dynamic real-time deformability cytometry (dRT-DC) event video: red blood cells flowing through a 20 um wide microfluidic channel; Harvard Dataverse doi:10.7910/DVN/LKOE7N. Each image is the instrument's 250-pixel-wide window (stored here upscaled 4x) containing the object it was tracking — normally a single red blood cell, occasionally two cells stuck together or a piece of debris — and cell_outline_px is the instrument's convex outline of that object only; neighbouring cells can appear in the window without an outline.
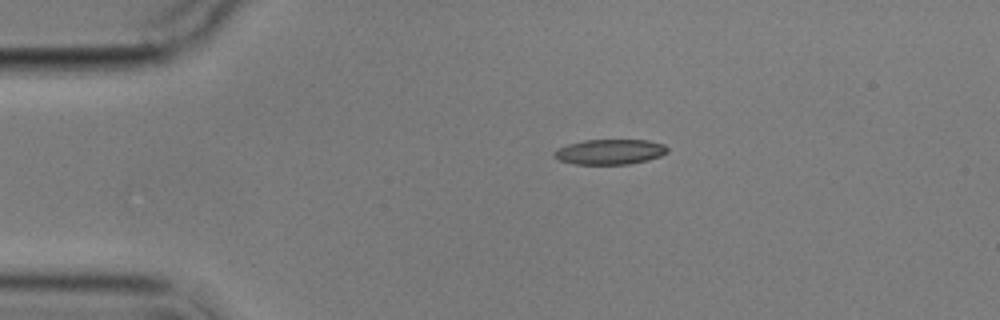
{"species": "common noctule bat (a hibernating species)", "species_latin": "Nyctalus noctula", "temperature_condition": "cold", "stored_images_in_passage": 7, "camera_frame_rate_fps": 3000, "um_per_image_px": 0.085, "animal": {"sex": "male", "body_mass_g": 17.9}, "frame": {"image": 1, "passage_image": 1, "time_ms": 0.0, "image_size_px": [1000, 320], "cell_outline_px": [[668, 152], [660, 156], [648, 160], [628, 164], [572, 164], [560, 160], [552, 156], [552, 152], [556, 148], [568, 144], [584, 140], [648, 140], [664, 144], [668, 148]], "centroid_in_image_um": [51.81, 12.9], "position_along_channel_um": 33.2, "area_um2": 16.76}}
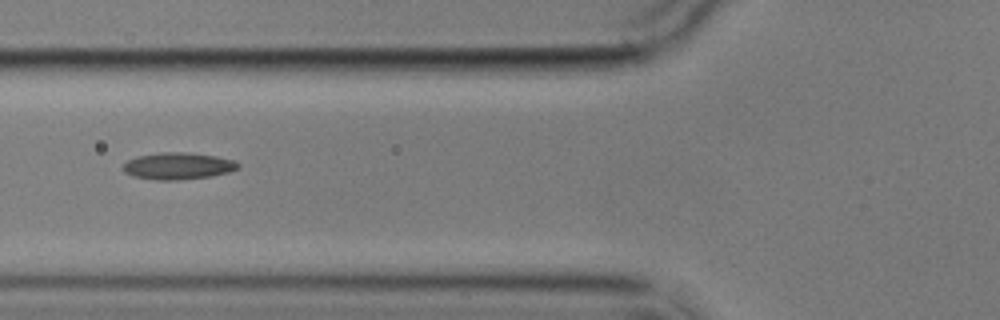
{"frame": {"image": 2, "passage_image": 4, "time_ms": 3.333, "image_size_px": [1000, 320], "cell_outline_px": [[240, 168], [228, 172], [212, 176], [180, 180], [156, 180], [132, 176], [124, 172], [120, 168], [128, 160], [136, 156], [160, 152], [184, 152], [216, 156], [236, 160], [240, 164]], "centroid_in_image_um": [15.13, 14.11], "position_along_channel_um": 110.7, "area_um2": 18.26}}
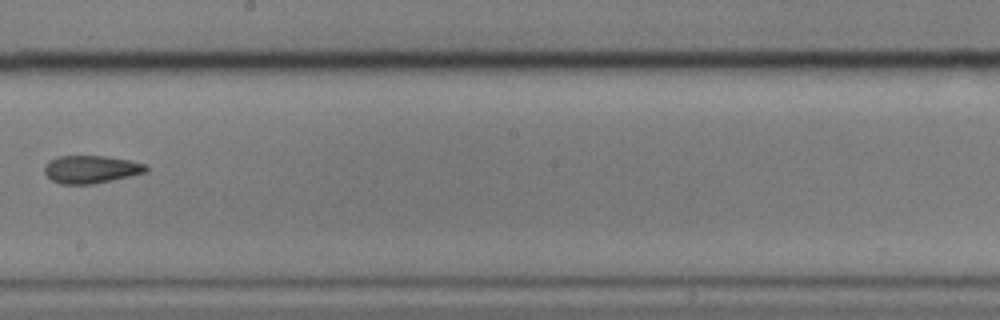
{"frame": {"image": 3, "passage_image": 7, "time_ms": 7.0, "image_size_px": [1000, 320], "cell_outline_px": [[148, 172], [112, 180], [92, 184], [60, 184], [52, 180], [44, 172], [44, 168], [48, 160], [56, 156], [104, 156], [128, 160], [144, 164], [148, 168]], "centroid_in_image_um": [7.71, 14.39], "position_along_channel_um": 240.5, "area_um2": 16.42}}